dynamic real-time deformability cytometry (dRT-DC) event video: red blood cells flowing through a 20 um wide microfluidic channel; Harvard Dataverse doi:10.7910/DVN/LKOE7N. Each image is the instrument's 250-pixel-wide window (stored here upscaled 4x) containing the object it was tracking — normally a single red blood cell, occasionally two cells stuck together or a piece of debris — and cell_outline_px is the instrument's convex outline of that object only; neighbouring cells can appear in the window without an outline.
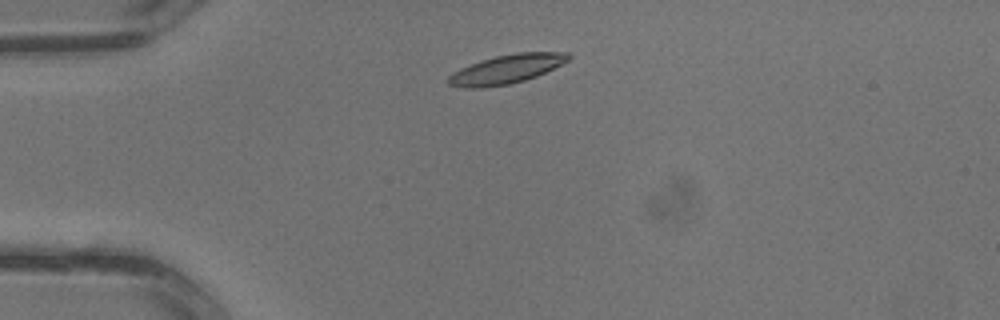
{"species": "common noctule bat (a hibernating species)", "species_latin": "Nyctalus noctula", "temperature_condition": "warm", "stored_images_in_passage": 2, "camera_frame_rate_fps": 3000, "um_per_image_px": 0.085, "animal": {"sex": "male", "body_mass_g": 13.3}, "frame": {"image": 1, "passage_image": 2, "time_ms": 0.333, "image_size_px": [1000, 320], "cell_outline_px": [[572, 56], [568, 60], [536, 76], [524, 80], [508, 84], [480, 88], [464, 88], [448, 84], [444, 80], [452, 72], [460, 68], [480, 60], [496, 56], [516, 52], [568, 52]], "centroid_in_image_um": [42.98, 5.88], "position_along_channel_um": 42.0, "area_um2": 20.23}}